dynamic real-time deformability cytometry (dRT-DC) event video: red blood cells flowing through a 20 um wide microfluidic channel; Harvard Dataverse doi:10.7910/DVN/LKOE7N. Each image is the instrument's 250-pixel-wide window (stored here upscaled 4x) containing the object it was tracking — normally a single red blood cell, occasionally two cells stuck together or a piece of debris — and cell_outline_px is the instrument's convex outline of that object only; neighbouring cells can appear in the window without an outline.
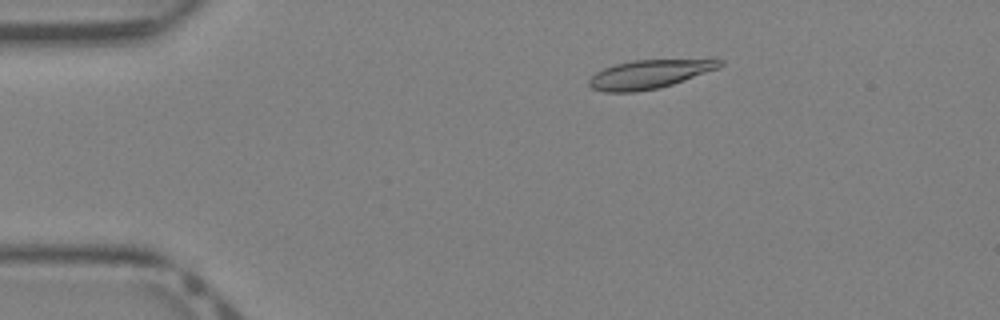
{"species": "Egyptian fruit bat (a non-hibernating species)", "species_latin": "Rousettus aegyptiacus", "temperature_condition": "warm", "stored_images_in_passage": 35, "camera_frame_rate_fps": 3000, "um_per_image_px": 0.085, "animal": {"sex": "female"}, "frame": {"image": 1, "passage_image": 2, "time_ms": 0.333, "image_size_px": [1000, 320], "cell_outline_px": [[724, 64], [720, 68], [672, 84], [656, 88], [636, 92], [604, 92], [592, 88], [588, 84], [588, 80], [596, 72], [604, 68], [616, 64], [636, 60], [724, 60]], "centroid_in_image_um": [55.17, 6.32], "position_along_channel_um": 29.8, "area_um2": 21.5}}
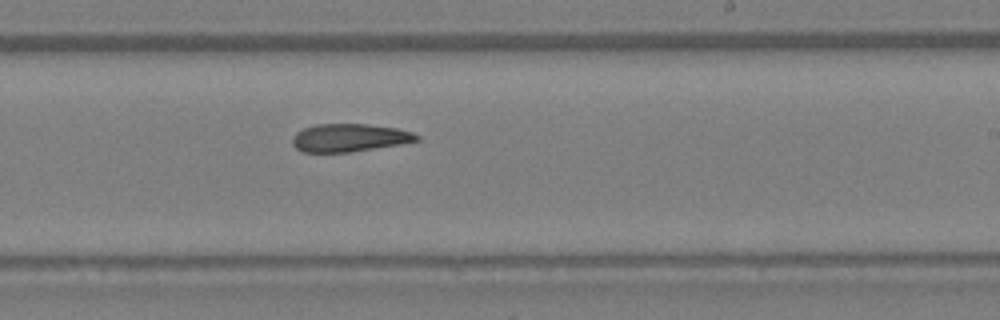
{"frame": {"image": 2, "passage_image": 19, "time_ms": 6.0, "image_size_px": [1000, 320], "cell_outline_px": [[420, 140], [400, 144], [352, 152], [304, 152], [296, 148], [292, 144], [292, 136], [296, 132], [304, 128], [316, 124], [368, 124], [396, 128], [412, 132], [420, 136]], "centroid_in_image_um": [29.69, 11.71], "position_along_channel_um": 259.3, "area_um2": 20.29}}
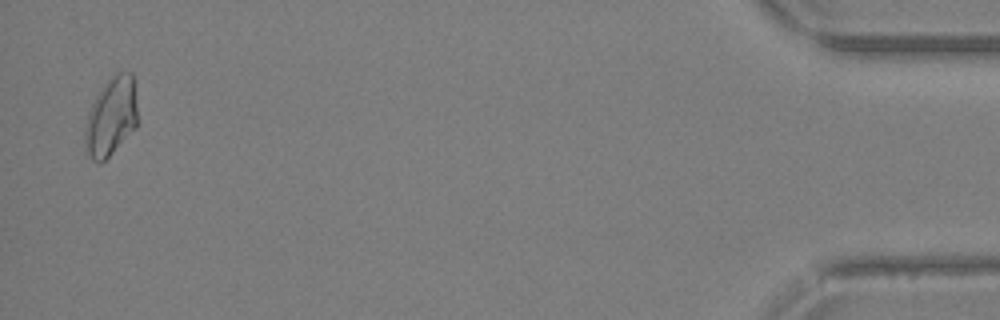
{"frame": {"image": 3, "passage_image": 34, "time_ms": 11.0, "image_size_px": [1000, 320], "cell_outline_px": [[136, 128], [100, 164], [92, 160], [84, 148], [84, 128], [88, 112], [96, 96], [104, 84], [116, 72], [132, 72], [136, 100]], "centroid_in_image_um": [9.42, 9.93], "position_along_channel_um": 425.8, "area_um2": 23.99}}